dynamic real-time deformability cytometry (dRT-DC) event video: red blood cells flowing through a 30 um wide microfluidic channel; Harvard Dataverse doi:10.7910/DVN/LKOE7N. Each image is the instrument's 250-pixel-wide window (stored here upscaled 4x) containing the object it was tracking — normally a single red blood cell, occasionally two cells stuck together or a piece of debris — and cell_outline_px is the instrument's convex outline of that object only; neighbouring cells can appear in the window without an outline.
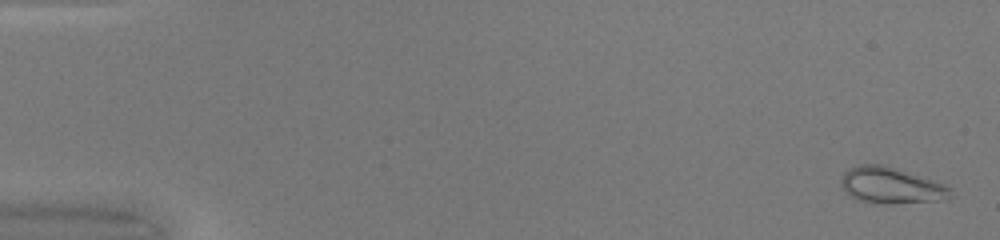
{"species": "common noctule bat (a hibernating species)", "species_latin": "Nyctalus noctula", "temperature_condition": "warm", "stored_images_in_passage": 50, "camera_frame_rate_fps": 3000, "um_per_image_px": 0.085, "animal": {"sex": "female", "body_mass_g": 20.0, "forearm_length_mm": 54.0}, "frame": {"image": 1, "passage_image": 2, "time_ms": 0.333, "image_size_px": [1000, 240], "cell_outline_px": [[952, 196], [936, 200], [888, 204], [876, 204], [856, 200], [840, 184], [840, 180], [844, 172], [848, 168], [860, 164], [880, 164], [948, 184]], "centroid_in_image_um": [75.71, 15.76], "position_along_channel_um": 9.3, "area_um2": 22.95}}
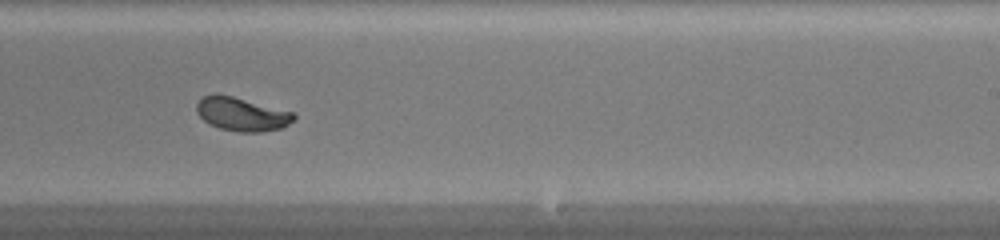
{"frame": {"image": 2, "passage_image": 32, "time_ms": 10.333, "image_size_px": [1000, 240], "cell_outline_px": [[296, 116], [288, 124], [280, 128], [260, 132], [236, 132], [220, 128], [208, 124], [196, 112], [196, 104], [204, 96], [216, 92], [232, 96], [292, 112]], "centroid_in_image_um": [20.49, 9.7], "position_along_channel_um": 268.5, "area_um2": 18.9}}
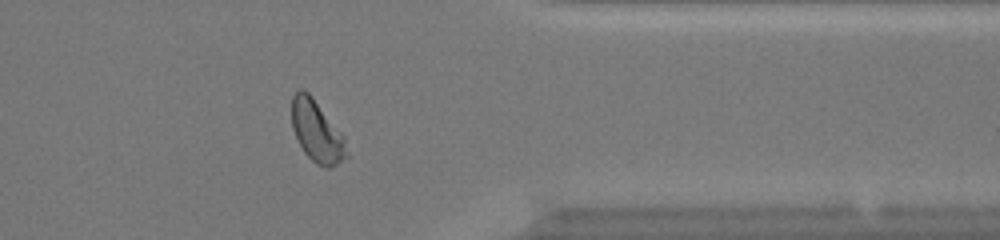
{"frame": {"image": 3, "passage_image": 41, "time_ms": 13.333, "image_size_px": [1000, 240], "cell_outline_px": [[348, 156], [336, 164], [328, 168], [324, 168], [316, 164], [304, 152], [292, 128], [292, 96], [300, 88], [304, 88], [312, 96], [344, 136], [348, 152]], "centroid_in_image_um": [26.93, 11.16], "position_along_channel_um": 384.5, "area_um2": 19.59}, "authors_computed_cell_mechanics": {"area_um2": 19.5942, "velocity_mm_per_s": 4.2126, "shape_relaxation_time_tau1_ms": 3.0567, "shape_relaxation_time_tau2_ms": null, "deformation_change_tau1": 0.1476, "deformation_change_tau2": null}}